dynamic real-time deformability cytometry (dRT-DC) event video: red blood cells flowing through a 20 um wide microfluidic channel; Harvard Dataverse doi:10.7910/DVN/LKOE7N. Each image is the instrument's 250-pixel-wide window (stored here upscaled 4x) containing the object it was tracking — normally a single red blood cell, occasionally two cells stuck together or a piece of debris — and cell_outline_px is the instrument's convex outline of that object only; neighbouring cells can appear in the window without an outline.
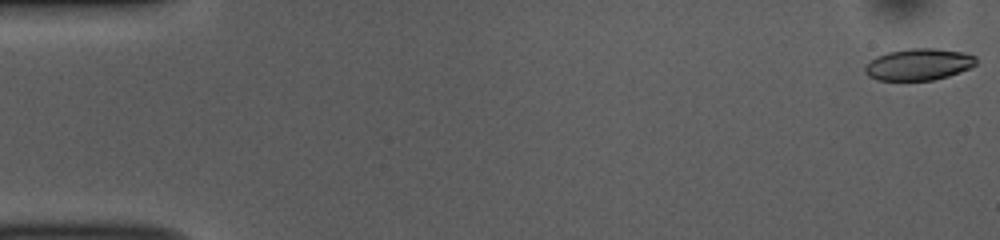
{"species": "common noctule bat (a hibernating species)", "species_latin": "Nyctalus noctula", "temperature_condition": "room temperature", "stored_images_in_passage": 52, "camera_frame_rate_fps": 3000, "um_per_image_px": 0.085, "animal": {"sex": "female", "body_mass_g": 10.0, "forearm_length_mm": 53.1}, "frame": {"image": 1, "passage_image": 1, "time_ms": 0.0, "image_size_px": [1000, 240], "cell_outline_px": [[976, 64], [960, 72], [948, 76], [932, 80], [876, 80], [868, 76], [864, 72], [864, 68], [876, 56], [888, 52], [912, 48], [936, 48], [960, 52], [976, 56]], "centroid_in_image_um": [78.07, 5.48], "position_along_channel_um": 6.9, "area_um2": 20.35}}
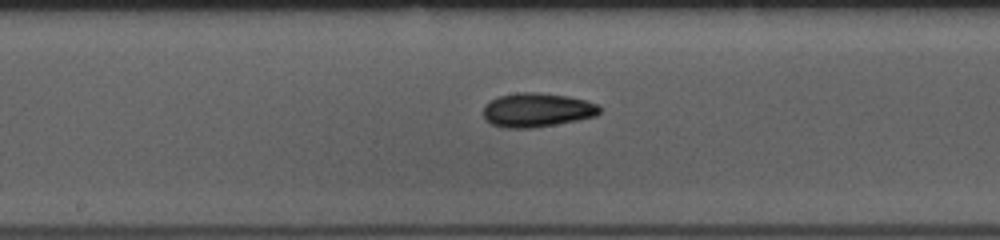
{"frame": {"image": 2, "passage_image": 27, "time_ms": 8.667, "image_size_px": [1000, 240], "cell_outline_px": [[600, 112], [596, 116], [556, 124], [532, 128], [508, 128], [492, 124], [484, 120], [484, 108], [492, 100], [500, 96], [516, 92], [540, 92], [568, 96], [584, 100], [596, 104], [600, 108]], "centroid_in_image_um": [45.64, 9.35], "position_along_channel_um": 202.6, "area_um2": 22.89}}
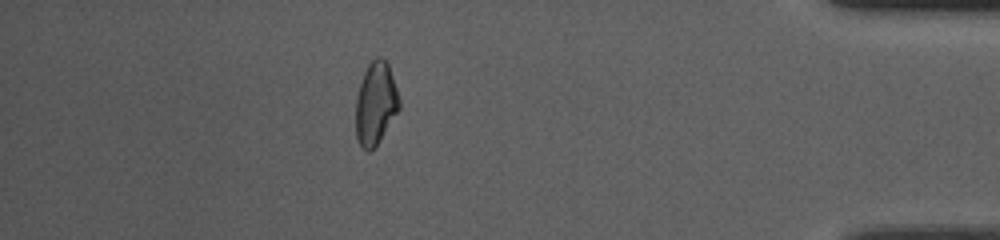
{"frame": {"image": 3, "passage_image": 46, "time_ms": 15.0, "image_size_px": [1000, 240], "cell_outline_px": [[400, 108], [376, 144], [368, 152], [360, 144], [356, 136], [356, 96], [364, 72], [368, 64], [376, 56], [380, 56], [388, 64], [400, 100]], "centroid_in_image_um": [31.92, 8.75], "position_along_channel_um": 403.3, "area_um2": 20.52}, "authors_computed_cell_mechanics": {"area_um2": 21.4438, "velocity_mm_per_s": 3.8651, "shape_relaxation_time_tau1_ms": 4.469, "shape_relaxation_time_tau2_ms": 5.4728, "deformation_change_tau1": 0.1236, "deformation_change_tau2": 0.1278}}